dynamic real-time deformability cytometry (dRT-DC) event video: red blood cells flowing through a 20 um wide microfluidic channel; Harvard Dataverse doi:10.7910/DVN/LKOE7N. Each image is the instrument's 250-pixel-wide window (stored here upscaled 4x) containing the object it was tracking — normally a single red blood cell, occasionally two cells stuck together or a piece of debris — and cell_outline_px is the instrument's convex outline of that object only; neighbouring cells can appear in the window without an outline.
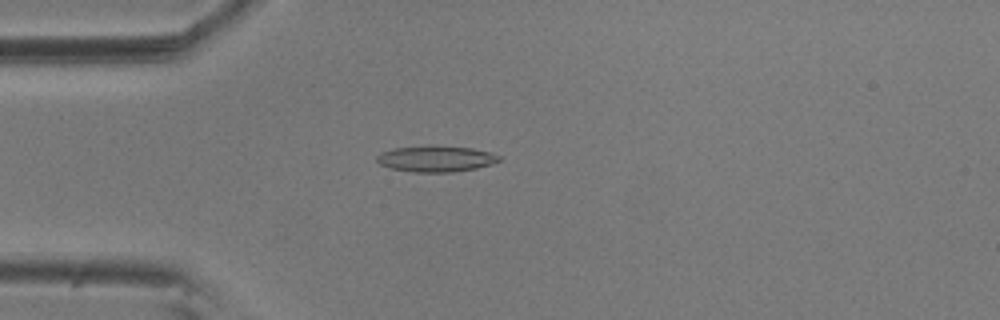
{"species": "common noctule bat (a hibernating species)", "species_latin": "Nyctalus noctula", "temperature_condition": "room temperature", "stored_images_in_passage": 51, "camera_frame_rate_fps": 3000, "um_per_image_px": 0.085, "animal": {"sex": "male", "body_mass_g": 20.5, "forearm_length_mm": 52.5}, "frame": {"image": 1, "passage_image": 14, "time_ms": 4.333, "image_size_px": [1000, 320], "cell_outline_px": [[500, 160], [492, 164], [476, 168], [452, 172], [412, 172], [392, 168], [380, 164], [376, 160], [376, 156], [380, 152], [396, 148], [428, 144], [432, 144], [472, 148], [492, 152], [500, 156]], "centroid_in_image_um": [37.06, 13.47], "position_along_channel_um": 47.9, "area_um2": 18.9}}
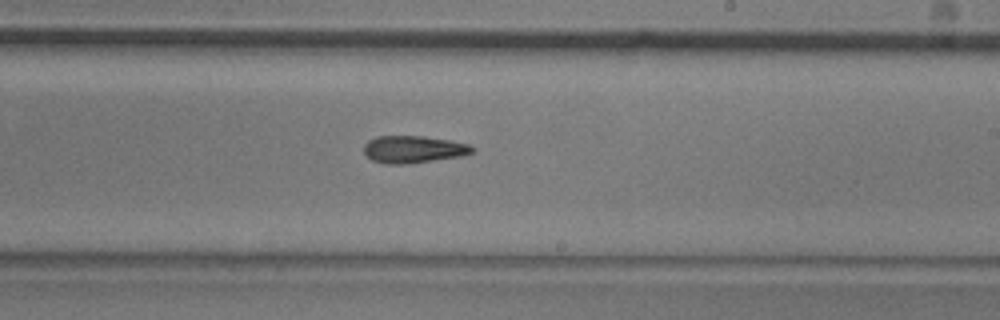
{"frame": {"image": 2, "passage_image": 32, "time_ms": 10.333, "image_size_px": [1000, 320], "cell_outline_px": [[476, 148], [472, 152], [460, 156], [408, 164], [384, 164], [372, 160], [364, 152], [364, 144], [368, 140], [376, 136], [424, 136], [452, 140], [468, 144]], "centroid_in_image_um": [35.13, 12.69], "position_along_channel_um": 253.9, "area_um2": 17.28}}
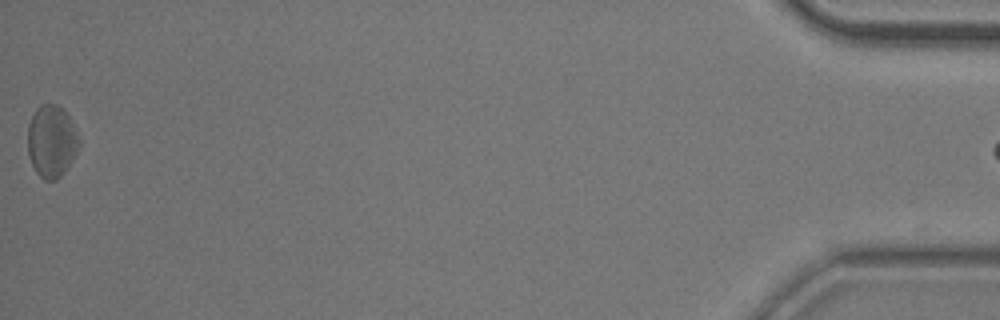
{"frame": {"image": 3, "passage_image": 51, "time_ms": 16.667, "image_size_px": [1000, 320], "cell_outline_px": [[80, 144], [76, 152], [64, 172], [56, 180], [44, 180], [36, 172], [32, 164], [28, 152], [28, 124], [36, 108], [40, 104], [56, 104], [68, 116], [80, 140]], "centroid_in_image_um": [4.36, 12.01], "position_along_channel_um": 430.8, "area_um2": 21.27}}